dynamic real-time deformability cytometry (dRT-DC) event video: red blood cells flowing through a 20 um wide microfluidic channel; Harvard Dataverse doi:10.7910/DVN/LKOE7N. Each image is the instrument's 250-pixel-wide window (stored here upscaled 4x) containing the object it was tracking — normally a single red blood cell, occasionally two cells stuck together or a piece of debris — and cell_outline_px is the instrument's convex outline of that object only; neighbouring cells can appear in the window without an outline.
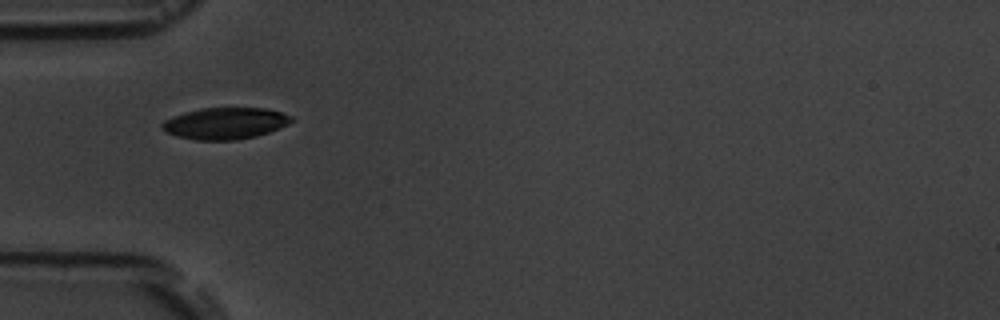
{"species": "common noctule bat (a hibernating species)", "species_latin": "Nyctalus noctula", "temperature_condition": "room temperature", "stored_images_in_passage": 39, "camera_frame_rate_fps": 3000, "um_per_image_px": 0.085, "animal": {"sex": "male", "body_mass_g": 19.5, "forearm_length_mm": 54.6}, "frame": {"image": 1, "passage_image": 1, "time_ms": 0.0, "image_size_px": [1000, 320], "cell_outline_px": [[296, 120], [288, 124], [268, 132], [256, 136], [236, 140], [196, 140], [176, 136], [168, 132], [160, 124], [164, 120], [172, 116], [184, 112], [200, 108], [264, 108], [280, 112], [292, 116]], "centroid_in_image_um": [19.14, 10.48], "position_along_channel_um": 65.9, "area_um2": 23.76}}
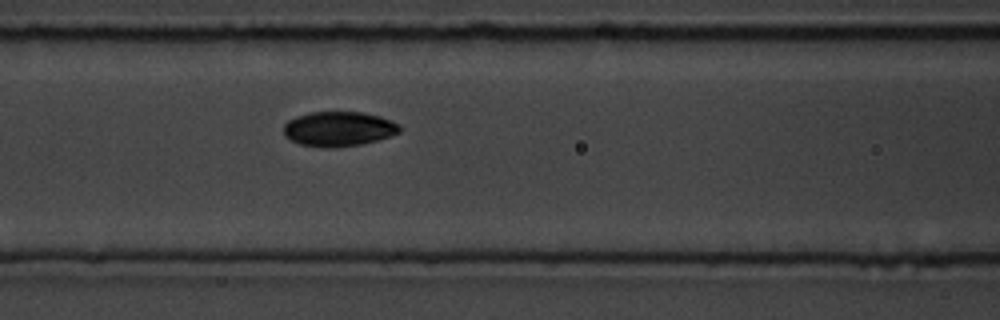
{"frame": {"image": 2, "passage_image": 7, "time_ms": 2.0, "image_size_px": [1000, 320], "cell_outline_px": [[404, 128], [400, 132], [376, 140], [360, 144], [332, 148], [324, 148], [300, 144], [284, 136], [284, 124], [288, 120], [296, 116], [308, 112], [364, 112], [380, 116], [392, 120], [400, 124]], "centroid_in_image_um": [28.8, 10.94], "position_along_channel_um": 137.8, "area_um2": 23.7}}
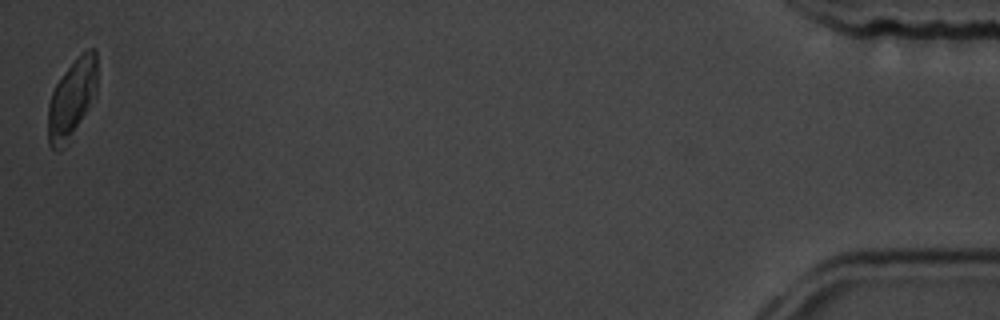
{"frame": {"image": 3, "passage_image": 39, "time_ms": 12.667, "image_size_px": [1000, 320], "cell_outline_px": [[96, 96], [64, 148], [60, 152], [56, 152], [48, 144], [48, 104], [52, 92], [56, 84], [64, 72], [88, 48], [96, 48]], "centroid_in_image_um": [6.09, 8.45], "position_along_channel_um": 429.1, "area_um2": 22.43}, "authors_computed_cell_mechanics": {"area_um2": 23.5246, "velocity_mm_per_s": 3.6294, "shape_relaxation_time_tau1_ms": 2.1376, "shape_relaxation_time_tau2_ms": null, "deformation_change_tau1": 0.1092, "deformation_change_tau2": null}}